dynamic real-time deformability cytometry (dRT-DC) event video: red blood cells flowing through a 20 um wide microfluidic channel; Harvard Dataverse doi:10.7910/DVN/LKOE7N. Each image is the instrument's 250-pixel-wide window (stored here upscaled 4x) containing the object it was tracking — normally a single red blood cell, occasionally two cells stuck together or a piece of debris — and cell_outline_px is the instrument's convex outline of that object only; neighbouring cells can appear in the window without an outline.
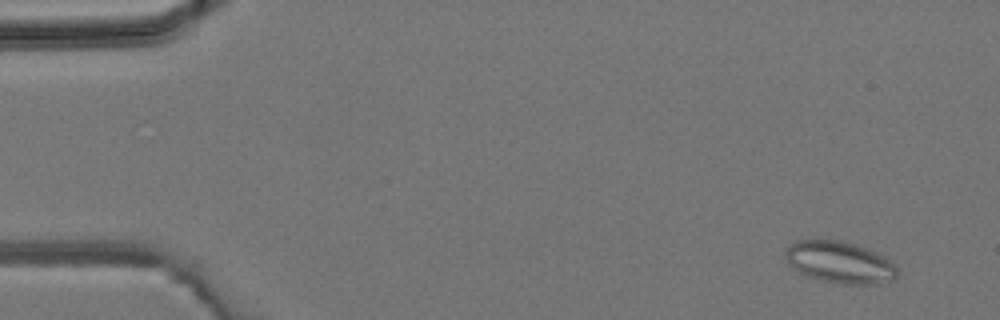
{"species": "common noctule bat (a hibernating species)", "species_latin": "Nyctalus noctula", "temperature_condition": "room temperature", "stored_images_in_passage": 5, "camera_frame_rate_fps": 3000, "um_per_image_px": 0.085, "animal": {"sex": "male", "body_mass_g": 19.2, "forearm_length_mm": 51.8}, "frame": {"image": 1, "passage_image": 1, "time_ms": 0.0, "image_size_px": [1000, 320], "cell_outline_px": [[900, 272], [896, 280], [876, 284], [844, 284], [824, 280], [808, 276], [792, 268], [788, 264], [784, 256], [784, 252], [788, 244], [792, 240], [840, 240], [856, 244], [868, 248], [892, 260], [896, 264]], "centroid_in_image_um": [71.41, 22.28], "position_along_channel_um": 13.6, "area_um2": 27.86}}